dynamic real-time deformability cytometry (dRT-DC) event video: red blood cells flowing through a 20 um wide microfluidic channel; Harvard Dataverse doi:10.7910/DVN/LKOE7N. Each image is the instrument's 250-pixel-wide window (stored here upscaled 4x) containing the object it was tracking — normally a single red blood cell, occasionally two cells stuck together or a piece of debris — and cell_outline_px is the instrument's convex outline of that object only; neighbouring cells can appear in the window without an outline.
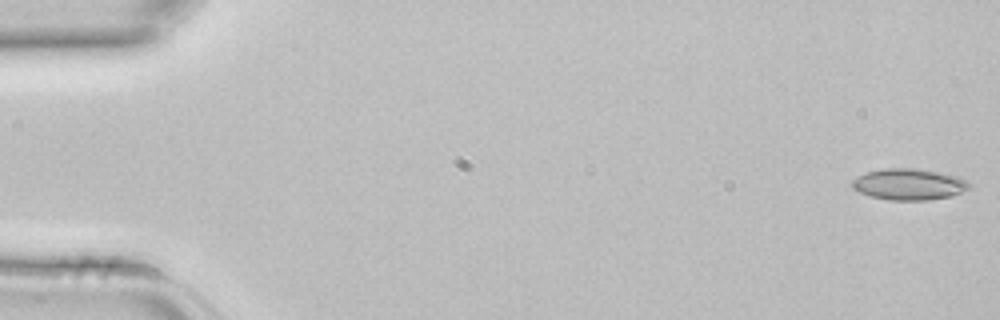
{"species": "common noctule bat (a hibernating species)", "species_latin": "Nyctalus noctula", "temperature_condition": "room temperature", "stored_images_in_passage": 5, "segment_of_instrument_passage": [2, 2], "camera_frame_rate_fps": 3000, "um_per_image_px": 0.085, "animal": {"sex": "female", "body_mass_g": 22.7, "forearm_length_mm": 54.2}, "frame": {"image": 1, "passage_image": 5, "time_ms": 1.333, "image_size_px": [1000, 320], "cell_outline_px": [[968, 188], [952, 196], [924, 200], [888, 200], [872, 196], [860, 192], [852, 188], [852, 180], [868, 172], [884, 168], [912, 168], [936, 172], [956, 176], [964, 180], [968, 184]], "centroid_in_image_um": [77.22, 15.67], "position_along_channel_um": 7.8, "area_um2": 20.81}}